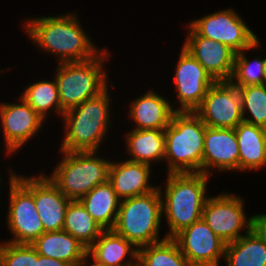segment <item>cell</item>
<instances>
[{
  "label": "cell",
  "instance_id": "18",
  "mask_svg": "<svg viewBox=\"0 0 266 266\" xmlns=\"http://www.w3.org/2000/svg\"><path fill=\"white\" fill-rule=\"evenodd\" d=\"M160 91L149 88L145 93L131 99L126 116L131 121V129L165 130L175 113L171 101Z\"/></svg>",
  "mask_w": 266,
  "mask_h": 266
},
{
  "label": "cell",
  "instance_id": "6",
  "mask_svg": "<svg viewBox=\"0 0 266 266\" xmlns=\"http://www.w3.org/2000/svg\"><path fill=\"white\" fill-rule=\"evenodd\" d=\"M57 153L60 160L46 175L71 201L80 200L95 186L108 181L112 159L105 158V153L59 150Z\"/></svg>",
  "mask_w": 266,
  "mask_h": 266
},
{
  "label": "cell",
  "instance_id": "7",
  "mask_svg": "<svg viewBox=\"0 0 266 266\" xmlns=\"http://www.w3.org/2000/svg\"><path fill=\"white\" fill-rule=\"evenodd\" d=\"M163 223L162 199L157 187L149 193L121 200L112 230L140 248L167 238L161 234Z\"/></svg>",
  "mask_w": 266,
  "mask_h": 266
},
{
  "label": "cell",
  "instance_id": "26",
  "mask_svg": "<svg viewBox=\"0 0 266 266\" xmlns=\"http://www.w3.org/2000/svg\"><path fill=\"white\" fill-rule=\"evenodd\" d=\"M225 266H266V244L252 231L226 244Z\"/></svg>",
  "mask_w": 266,
  "mask_h": 266
},
{
  "label": "cell",
  "instance_id": "24",
  "mask_svg": "<svg viewBox=\"0 0 266 266\" xmlns=\"http://www.w3.org/2000/svg\"><path fill=\"white\" fill-rule=\"evenodd\" d=\"M79 201L103 230L113 229L121 199L109 181L95 186Z\"/></svg>",
  "mask_w": 266,
  "mask_h": 266
},
{
  "label": "cell",
  "instance_id": "34",
  "mask_svg": "<svg viewBox=\"0 0 266 266\" xmlns=\"http://www.w3.org/2000/svg\"><path fill=\"white\" fill-rule=\"evenodd\" d=\"M263 54L265 55L264 56V69H263V79H262V85L266 86V54L264 53L265 51L262 50Z\"/></svg>",
  "mask_w": 266,
  "mask_h": 266
},
{
  "label": "cell",
  "instance_id": "17",
  "mask_svg": "<svg viewBox=\"0 0 266 266\" xmlns=\"http://www.w3.org/2000/svg\"><path fill=\"white\" fill-rule=\"evenodd\" d=\"M239 150L234 129L211 128L206 126L202 173L238 172ZM218 171V172H217Z\"/></svg>",
  "mask_w": 266,
  "mask_h": 266
},
{
  "label": "cell",
  "instance_id": "11",
  "mask_svg": "<svg viewBox=\"0 0 266 266\" xmlns=\"http://www.w3.org/2000/svg\"><path fill=\"white\" fill-rule=\"evenodd\" d=\"M199 35L227 45L236 53L250 48L259 37L233 7L186 21ZM250 26V27H249Z\"/></svg>",
  "mask_w": 266,
  "mask_h": 266
},
{
  "label": "cell",
  "instance_id": "13",
  "mask_svg": "<svg viewBox=\"0 0 266 266\" xmlns=\"http://www.w3.org/2000/svg\"><path fill=\"white\" fill-rule=\"evenodd\" d=\"M194 112L208 127L234 129L243 121L238 87L229 81H216Z\"/></svg>",
  "mask_w": 266,
  "mask_h": 266
},
{
  "label": "cell",
  "instance_id": "16",
  "mask_svg": "<svg viewBox=\"0 0 266 266\" xmlns=\"http://www.w3.org/2000/svg\"><path fill=\"white\" fill-rule=\"evenodd\" d=\"M186 37L182 47L186 49L216 81H229L236 52L221 42L199 35L187 22Z\"/></svg>",
  "mask_w": 266,
  "mask_h": 266
},
{
  "label": "cell",
  "instance_id": "20",
  "mask_svg": "<svg viewBox=\"0 0 266 266\" xmlns=\"http://www.w3.org/2000/svg\"><path fill=\"white\" fill-rule=\"evenodd\" d=\"M87 257L101 266H138V248L113 230H104L88 248Z\"/></svg>",
  "mask_w": 266,
  "mask_h": 266
},
{
  "label": "cell",
  "instance_id": "30",
  "mask_svg": "<svg viewBox=\"0 0 266 266\" xmlns=\"http://www.w3.org/2000/svg\"><path fill=\"white\" fill-rule=\"evenodd\" d=\"M243 121L266 129V86L238 87Z\"/></svg>",
  "mask_w": 266,
  "mask_h": 266
},
{
  "label": "cell",
  "instance_id": "14",
  "mask_svg": "<svg viewBox=\"0 0 266 266\" xmlns=\"http://www.w3.org/2000/svg\"><path fill=\"white\" fill-rule=\"evenodd\" d=\"M39 171L35 175L16 172L15 177L33 194L44 232L63 230L66 210L71 200L48 178L44 169Z\"/></svg>",
  "mask_w": 266,
  "mask_h": 266
},
{
  "label": "cell",
  "instance_id": "22",
  "mask_svg": "<svg viewBox=\"0 0 266 266\" xmlns=\"http://www.w3.org/2000/svg\"><path fill=\"white\" fill-rule=\"evenodd\" d=\"M234 130L239 150V174L266 169V129L242 121Z\"/></svg>",
  "mask_w": 266,
  "mask_h": 266
},
{
  "label": "cell",
  "instance_id": "5",
  "mask_svg": "<svg viewBox=\"0 0 266 266\" xmlns=\"http://www.w3.org/2000/svg\"><path fill=\"white\" fill-rule=\"evenodd\" d=\"M167 174L202 172L206 125L195 112H175L165 128Z\"/></svg>",
  "mask_w": 266,
  "mask_h": 266
},
{
  "label": "cell",
  "instance_id": "25",
  "mask_svg": "<svg viewBox=\"0 0 266 266\" xmlns=\"http://www.w3.org/2000/svg\"><path fill=\"white\" fill-rule=\"evenodd\" d=\"M27 83L19 96L22 97L46 122L50 115L62 119L65 112L60 106L57 83L54 76ZM49 118V119H47ZM47 119V120H46Z\"/></svg>",
  "mask_w": 266,
  "mask_h": 266
},
{
  "label": "cell",
  "instance_id": "3",
  "mask_svg": "<svg viewBox=\"0 0 266 266\" xmlns=\"http://www.w3.org/2000/svg\"><path fill=\"white\" fill-rule=\"evenodd\" d=\"M158 185L162 199L163 218L167 227L164 235L173 238L177 233L202 218L211 176L197 173H166ZM166 182V183H165Z\"/></svg>",
  "mask_w": 266,
  "mask_h": 266
},
{
  "label": "cell",
  "instance_id": "9",
  "mask_svg": "<svg viewBox=\"0 0 266 266\" xmlns=\"http://www.w3.org/2000/svg\"><path fill=\"white\" fill-rule=\"evenodd\" d=\"M244 198L237 193L232 194L223 190L215 196L210 195L204 205L203 220L226 244L239 239L251 230L252 216L247 215L245 211Z\"/></svg>",
  "mask_w": 266,
  "mask_h": 266
},
{
  "label": "cell",
  "instance_id": "32",
  "mask_svg": "<svg viewBox=\"0 0 266 266\" xmlns=\"http://www.w3.org/2000/svg\"><path fill=\"white\" fill-rule=\"evenodd\" d=\"M251 216V230L266 244V213Z\"/></svg>",
  "mask_w": 266,
  "mask_h": 266
},
{
  "label": "cell",
  "instance_id": "4",
  "mask_svg": "<svg viewBox=\"0 0 266 266\" xmlns=\"http://www.w3.org/2000/svg\"><path fill=\"white\" fill-rule=\"evenodd\" d=\"M111 54V50L105 46L96 57L89 60L56 64L54 78L60 106L64 111L96 97L113 83L107 73L109 67H105L113 56Z\"/></svg>",
  "mask_w": 266,
  "mask_h": 266
},
{
  "label": "cell",
  "instance_id": "29",
  "mask_svg": "<svg viewBox=\"0 0 266 266\" xmlns=\"http://www.w3.org/2000/svg\"><path fill=\"white\" fill-rule=\"evenodd\" d=\"M138 266H190L172 238L138 248Z\"/></svg>",
  "mask_w": 266,
  "mask_h": 266
},
{
  "label": "cell",
  "instance_id": "15",
  "mask_svg": "<svg viewBox=\"0 0 266 266\" xmlns=\"http://www.w3.org/2000/svg\"><path fill=\"white\" fill-rule=\"evenodd\" d=\"M190 266H220L226 243L207 225L203 218L195 221L172 238Z\"/></svg>",
  "mask_w": 266,
  "mask_h": 266
},
{
  "label": "cell",
  "instance_id": "1",
  "mask_svg": "<svg viewBox=\"0 0 266 266\" xmlns=\"http://www.w3.org/2000/svg\"><path fill=\"white\" fill-rule=\"evenodd\" d=\"M79 16L77 10L50 16L30 15L22 20L21 28L34 48L57 60L54 64L85 61L96 57L105 46L96 45Z\"/></svg>",
  "mask_w": 266,
  "mask_h": 266
},
{
  "label": "cell",
  "instance_id": "37",
  "mask_svg": "<svg viewBox=\"0 0 266 266\" xmlns=\"http://www.w3.org/2000/svg\"><path fill=\"white\" fill-rule=\"evenodd\" d=\"M0 146H1V144H0ZM4 149H2V146L0 147V152L1 153H3V154H5L4 155V158H6V157H8V159L10 158L6 153H4L5 151H3ZM0 156H1V154H0Z\"/></svg>",
  "mask_w": 266,
  "mask_h": 266
},
{
  "label": "cell",
  "instance_id": "21",
  "mask_svg": "<svg viewBox=\"0 0 266 266\" xmlns=\"http://www.w3.org/2000/svg\"><path fill=\"white\" fill-rule=\"evenodd\" d=\"M124 133V136H123ZM124 158L156 167L164 161L165 133L164 130H124ZM154 164V165H153ZM156 164V165H155Z\"/></svg>",
  "mask_w": 266,
  "mask_h": 266
},
{
  "label": "cell",
  "instance_id": "19",
  "mask_svg": "<svg viewBox=\"0 0 266 266\" xmlns=\"http://www.w3.org/2000/svg\"><path fill=\"white\" fill-rule=\"evenodd\" d=\"M117 159L111 161L108 181L121 200L149 193L158 187L152 183V166L125 158Z\"/></svg>",
  "mask_w": 266,
  "mask_h": 266
},
{
  "label": "cell",
  "instance_id": "8",
  "mask_svg": "<svg viewBox=\"0 0 266 266\" xmlns=\"http://www.w3.org/2000/svg\"><path fill=\"white\" fill-rule=\"evenodd\" d=\"M5 169L8 176L9 187L7 196L8 205L6 220H3L6 229L10 231L11 239L7 242L14 244H32L41 234L44 228L36 209L33 194L15 177V167L9 165ZM9 172V173H8Z\"/></svg>",
  "mask_w": 266,
  "mask_h": 266
},
{
  "label": "cell",
  "instance_id": "36",
  "mask_svg": "<svg viewBox=\"0 0 266 266\" xmlns=\"http://www.w3.org/2000/svg\"><path fill=\"white\" fill-rule=\"evenodd\" d=\"M1 177H2V175H0V191H1L0 195L2 193L3 187L6 186V184L8 183V182L5 183L4 180H3L5 177H2V178ZM3 182H4L5 185L3 184Z\"/></svg>",
  "mask_w": 266,
  "mask_h": 266
},
{
  "label": "cell",
  "instance_id": "2",
  "mask_svg": "<svg viewBox=\"0 0 266 266\" xmlns=\"http://www.w3.org/2000/svg\"><path fill=\"white\" fill-rule=\"evenodd\" d=\"M112 85V87H111ZM116 89L114 83L94 98L88 99L78 106L66 110L63 113L62 140L59 151H102L101 147L110 140L113 127L112 103L113 97L110 89ZM112 107V108H111ZM113 115V116H112Z\"/></svg>",
  "mask_w": 266,
  "mask_h": 266
},
{
  "label": "cell",
  "instance_id": "23",
  "mask_svg": "<svg viewBox=\"0 0 266 266\" xmlns=\"http://www.w3.org/2000/svg\"><path fill=\"white\" fill-rule=\"evenodd\" d=\"M39 255L62 260L70 266H79L87 258V248L64 230L41 234L31 244Z\"/></svg>",
  "mask_w": 266,
  "mask_h": 266
},
{
  "label": "cell",
  "instance_id": "31",
  "mask_svg": "<svg viewBox=\"0 0 266 266\" xmlns=\"http://www.w3.org/2000/svg\"><path fill=\"white\" fill-rule=\"evenodd\" d=\"M0 242V266H37V251L30 244Z\"/></svg>",
  "mask_w": 266,
  "mask_h": 266
},
{
  "label": "cell",
  "instance_id": "33",
  "mask_svg": "<svg viewBox=\"0 0 266 266\" xmlns=\"http://www.w3.org/2000/svg\"><path fill=\"white\" fill-rule=\"evenodd\" d=\"M37 266H70V265L62 260L39 255L37 252Z\"/></svg>",
  "mask_w": 266,
  "mask_h": 266
},
{
  "label": "cell",
  "instance_id": "35",
  "mask_svg": "<svg viewBox=\"0 0 266 266\" xmlns=\"http://www.w3.org/2000/svg\"><path fill=\"white\" fill-rule=\"evenodd\" d=\"M79 266H101L98 264H95L93 261H91L88 257L81 263Z\"/></svg>",
  "mask_w": 266,
  "mask_h": 266
},
{
  "label": "cell",
  "instance_id": "27",
  "mask_svg": "<svg viewBox=\"0 0 266 266\" xmlns=\"http://www.w3.org/2000/svg\"><path fill=\"white\" fill-rule=\"evenodd\" d=\"M63 230L71 234L87 249L104 231L79 200L70 201L66 210Z\"/></svg>",
  "mask_w": 266,
  "mask_h": 266
},
{
  "label": "cell",
  "instance_id": "12",
  "mask_svg": "<svg viewBox=\"0 0 266 266\" xmlns=\"http://www.w3.org/2000/svg\"><path fill=\"white\" fill-rule=\"evenodd\" d=\"M179 53L172 74V86L175 87L173 95L176 100L170 99L171 105L175 112H194L215 81L182 46Z\"/></svg>",
  "mask_w": 266,
  "mask_h": 266
},
{
  "label": "cell",
  "instance_id": "28",
  "mask_svg": "<svg viewBox=\"0 0 266 266\" xmlns=\"http://www.w3.org/2000/svg\"><path fill=\"white\" fill-rule=\"evenodd\" d=\"M261 39L252 45L250 48L244 49L241 52L236 53L233 71L229 82L236 87H246L253 85H262L263 69H264V55L262 52ZM256 56L250 60L251 56L248 51L252 52L256 50ZM261 51V52H260ZM261 53V55H260Z\"/></svg>",
  "mask_w": 266,
  "mask_h": 266
},
{
  "label": "cell",
  "instance_id": "10",
  "mask_svg": "<svg viewBox=\"0 0 266 266\" xmlns=\"http://www.w3.org/2000/svg\"><path fill=\"white\" fill-rule=\"evenodd\" d=\"M14 99L13 103L0 102V137L5 153L15 158L28 142L40 136L46 121L22 97Z\"/></svg>",
  "mask_w": 266,
  "mask_h": 266
}]
</instances>
